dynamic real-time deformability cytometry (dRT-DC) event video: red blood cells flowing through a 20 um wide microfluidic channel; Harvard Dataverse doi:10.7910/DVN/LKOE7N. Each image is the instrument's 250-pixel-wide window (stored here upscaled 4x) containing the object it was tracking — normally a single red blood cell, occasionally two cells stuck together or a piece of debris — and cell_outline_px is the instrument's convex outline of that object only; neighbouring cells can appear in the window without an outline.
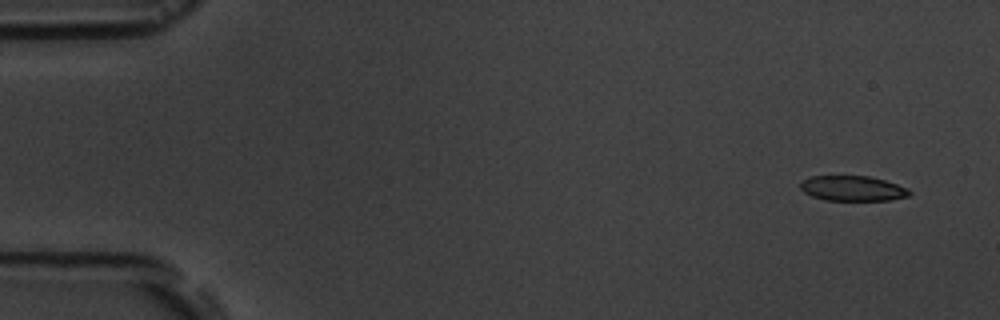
{"species": "common noctule bat (a hibernating species)", "species_latin": "Nyctalus noctula", "temperature_condition": "room temperature", "stored_images_in_passage": 6, "camera_frame_rate_fps": 3000, "um_per_image_px": 0.085, "animal": {"sex": "male", "body_mass_g": 19.5, "forearm_length_mm": 54.6}, "frame": {"image": 1, "passage_image": 1, "time_ms": 0.0, "image_size_px": [1000, 320], "cell_outline_px": [[912, 192], [908, 196], [888, 200], [824, 200], [812, 196], [804, 192], [800, 188], [800, 180], [812, 176], [868, 176], [884, 180], [908, 188]], "centroid_in_image_um": [72.44, 16.01], "position_along_channel_um": 12.6, "area_um2": 15.95}}
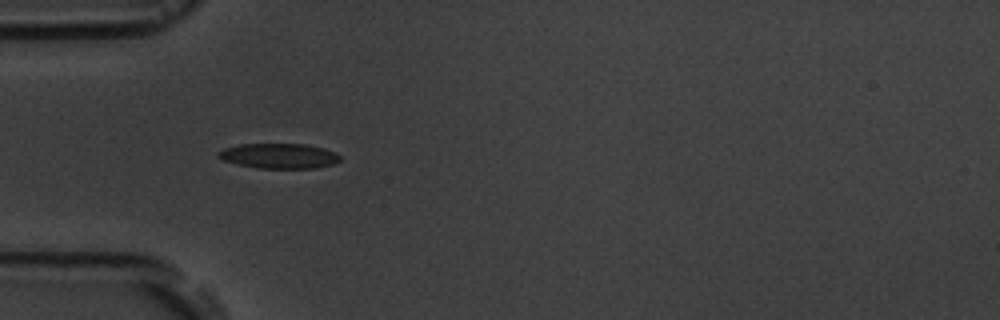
{"frame": {"image": 2, "passage_image": 5, "time_ms": 4.667, "image_size_px": [1000, 320], "cell_outline_px": [[340, 160], [332, 164], [316, 168], [256, 168], [224, 160], [216, 156], [216, 152], [224, 148], [240, 144], [308, 144], [324, 148], [336, 152], [340, 156]], "centroid_in_image_um": [23.72, 13.24], "position_along_channel_um": 61.3, "area_um2": 17.8}}
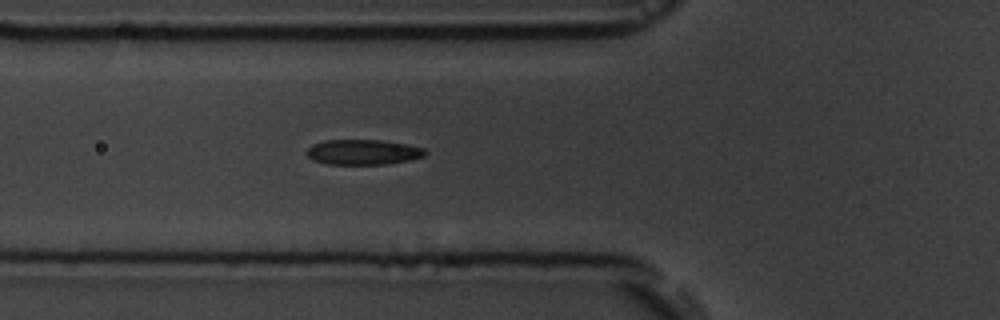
{"frame": {"image": 3, "passage_image": 6, "time_ms": 5.667, "image_size_px": [1000, 320], "cell_outline_px": [[428, 152], [424, 156], [408, 160], [388, 164], [328, 164], [312, 160], [304, 152], [312, 144], [324, 140], [380, 140], [404, 144], [424, 148]], "centroid_in_image_um": [30.82, 12.93], "position_along_channel_um": 95.0, "area_um2": 17.4}}